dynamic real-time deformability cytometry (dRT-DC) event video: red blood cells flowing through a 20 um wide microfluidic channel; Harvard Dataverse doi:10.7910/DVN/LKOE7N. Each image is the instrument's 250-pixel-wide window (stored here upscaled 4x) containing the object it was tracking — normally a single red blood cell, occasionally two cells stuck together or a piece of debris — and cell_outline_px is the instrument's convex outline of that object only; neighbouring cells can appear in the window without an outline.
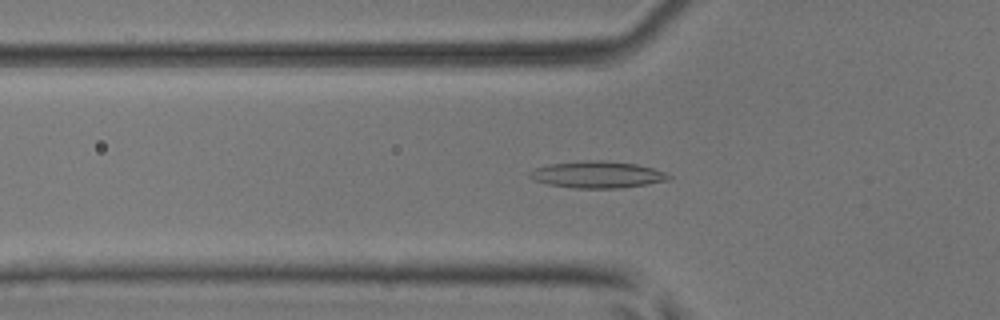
{"species": "common noctule bat (a hibernating species)", "species_latin": "Nyctalus noctula", "temperature_condition": "room temperature", "stored_images_in_passage": 51, "camera_frame_rate_fps": 3000, "um_per_image_px": 0.085, "animal": {"sex": "male", "body_mass_g": 17.9, "forearm_length_mm": 54.2}, "frame": {"image": 1, "passage_image": 18, "time_ms": 5.667, "image_size_px": [1000, 320], "cell_outline_px": [[672, 176], [668, 180], [644, 184], [616, 188], [576, 188], [548, 184], [532, 180], [528, 176], [528, 172], [536, 168], [548, 164], [584, 160], [600, 160], [636, 164], [652, 168], [664, 172]], "centroid_in_image_um": [50.71, 14.83], "position_along_channel_um": 75.1, "area_um2": 21.5}}
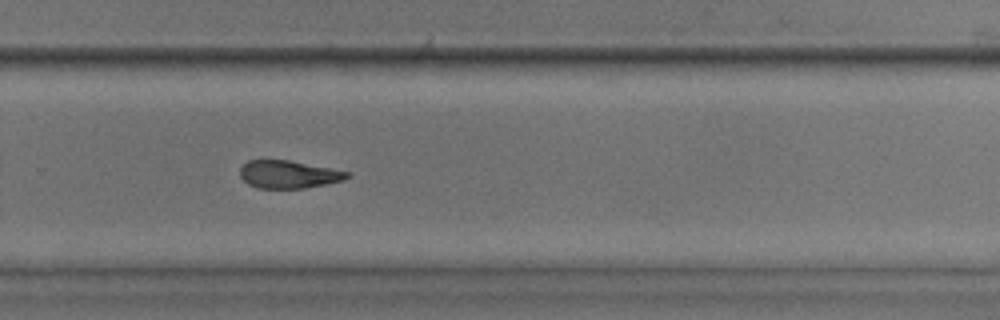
{"frame": {"image": 2, "passage_image": 35, "time_ms": 11.333, "image_size_px": [1000, 320], "cell_outline_px": [[352, 176], [344, 180], [304, 188], [256, 188], [248, 184], [240, 176], [240, 168], [248, 160], [288, 160], [352, 172]], "centroid_in_image_um": [24.55, 14.82], "position_along_channel_um": 305.3, "area_um2": 17.34}}
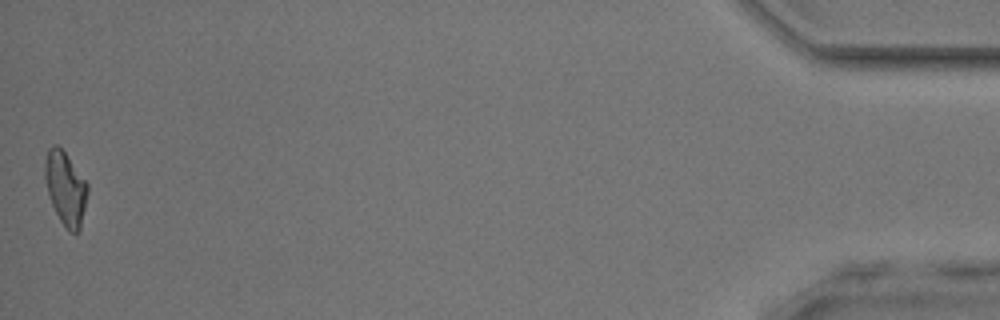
{"frame": {"image": 3, "passage_image": 51, "time_ms": 16.667, "image_size_px": [1000, 320], "cell_outline_px": [[88, 192], [80, 228], [76, 232], [68, 232], [60, 220], [48, 196], [44, 176], [44, 164], [48, 148], [52, 144], [56, 144], [64, 152], [88, 184]], "centroid_in_image_um": [5.55, 16.0], "position_along_channel_um": 429.7, "area_um2": 18.09}, "authors_computed_cell_mechanics": {"area_um2": 18.9006, "velocity_mm_per_s": 4.0681, "shape_relaxation_time_tau1_ms": 5.2266, "shape_relaxation_time_tau2_ms": 4.8491, "deformation_change_tau1": 0.1529, "deformation_change_tau2": 0.156}}